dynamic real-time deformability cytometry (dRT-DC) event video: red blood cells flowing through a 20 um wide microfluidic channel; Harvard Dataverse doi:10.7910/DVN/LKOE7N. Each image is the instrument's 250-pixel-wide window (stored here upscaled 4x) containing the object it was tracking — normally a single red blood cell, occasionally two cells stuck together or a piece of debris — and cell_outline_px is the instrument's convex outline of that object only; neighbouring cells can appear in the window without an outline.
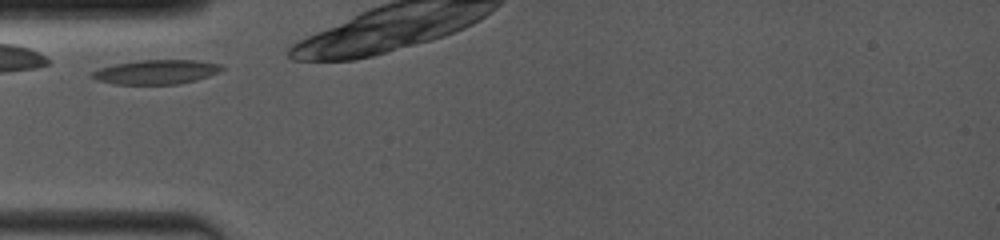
{"species": "common noctule bat (a hibernating species)", "species_latin": "Nyctalus noctula", "temperature_condition": "room temperature", "stored_images_in_passage": 3, "camera_frame_rate_fps": 4000, "um_per_image_px": 0.085, "animal": {"sex": "female", "body_mass_g": 19.0, "forearm_length_mm": 53.3}, "frame": {"image": 1, "passage_image": 1, "time_ms": 0.0, "image_size_px": [1000, 240], "cell_outline_px": [[224, 68], [220, 72], [196, 80], [180, 84], [116, 84], [96, 80], [92, 76], [92, 72], [100, 68], [116, 64], [136, 60], [200, 60], [220, 64]], "centroid_in_image_um": [13.32, 6.11], "position_along_channel_um": 71.7, "area_um2": 18.38}}